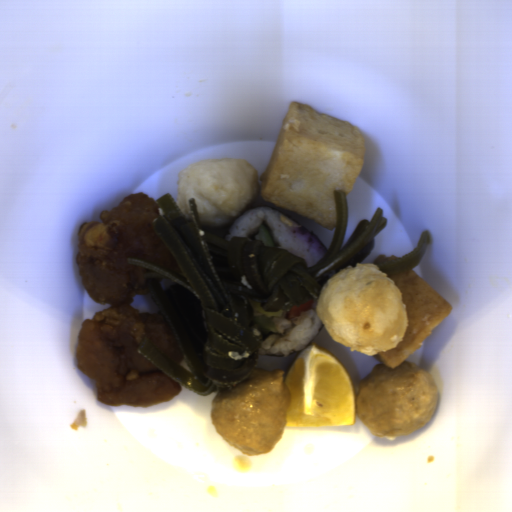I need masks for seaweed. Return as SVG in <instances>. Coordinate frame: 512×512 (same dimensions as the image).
<instances>
[{
	"mask_svg": "<svg viewBox=\"0 0 512 512\" xmlns=\"http://www.w3.org/2000/svg\"><path fill=\"white\" fill-rule=\"evenodd\" d=\"M256 208H268L270 210H273L277 213H279L280 215L284 216L285 218L289 219L290 221H292L293 223L297 224L298 226H300L304 231H306L321 247L322 249L324 250L325 254L327 253V251L329 250L328 246L318 237L316 236L315 234H313L312 232H310L309 230H307L306 228H304L303 226H301L300 224H298L297 222H295L294 220H292L291 218H289L288 216H286L285 214H283L282 212H280L279 210L267 205V204H258L256 206H253L251 207L249 210H247L246 212H244L243 214L239 215L236 220L232 223V225L230 226V228L228 229V231L226 232V234L224 235L223 239H225L228 234L230 233V231L233 229V227L235 226V224L238 222V220L244 216L245 214H247L248 212H250L251 210H254Z\"/></svg>",
	"mask_w": 512,
	"mask_h": 512,
	"instance_id": "1",
	"label": "seaweed"
},
{
	"mask_svg": "<svg viewBox=\"0 0 512 512\" xmlns=\"http://www.w3.org/2000/svg\"><path fill=\"white\" fill-rule=\"evenodd\" d=\"M324 328H325V327H324V326H323V324L321 323V324H320V326H319V328H318V331H317V333H316V335H315V337H314V339H313L312 341H310L307 345H305L302 349H304V348H305V347H307L308 345L312 344V343L315 341V339L318 337V335L322 332V330H323ZM302 349H300V350H299V351H297V352H294V353L288 354V355H286V356H276V355H268V354H267V355H258V354H257V357H287V358H288V357H295L296 355H298V354H299V352H300Z\"/></svg>",
	"mask_w": 512,
	"mask_h": 512,
	"instance_id": "2",
	"label": "seaweed"
}]
</instances>
